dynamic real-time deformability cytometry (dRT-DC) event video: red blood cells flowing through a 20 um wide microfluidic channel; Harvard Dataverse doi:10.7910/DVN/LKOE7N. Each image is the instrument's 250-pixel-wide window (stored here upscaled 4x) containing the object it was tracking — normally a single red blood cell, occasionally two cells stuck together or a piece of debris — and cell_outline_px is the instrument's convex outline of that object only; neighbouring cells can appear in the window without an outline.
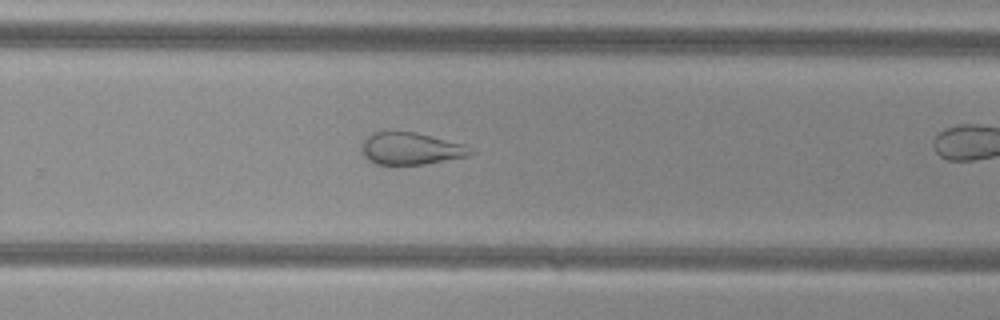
{"species": "common noctule bat (a hibernating species)", "species_latin": "Nyctalus noctula", "temperature_condition": "cold", "stored_images_in_passage": 29, "camera_frame_rate_fps": 3000, "um_per_image_px": 0.085, "animal": {"sex": "female", "body_mass_g": 29.2, "forearm_length_mm": 56.3}, "frame": {"image": 1, "passage_image": 25, "time_ms": 8.0, "image_size_px": [1000, 320], "cell_outline_px": [[476, 152], [468, 156], [424, 164], [376, 164], [368, 160], [364, 156], [360, 148], [360, 144], [372, 132], [416, 132], [464, 144]], "centroid_in_image_um": [34.91, 12.63], "position_along_channel_um": 294.9, "area_um2": 20.35}}